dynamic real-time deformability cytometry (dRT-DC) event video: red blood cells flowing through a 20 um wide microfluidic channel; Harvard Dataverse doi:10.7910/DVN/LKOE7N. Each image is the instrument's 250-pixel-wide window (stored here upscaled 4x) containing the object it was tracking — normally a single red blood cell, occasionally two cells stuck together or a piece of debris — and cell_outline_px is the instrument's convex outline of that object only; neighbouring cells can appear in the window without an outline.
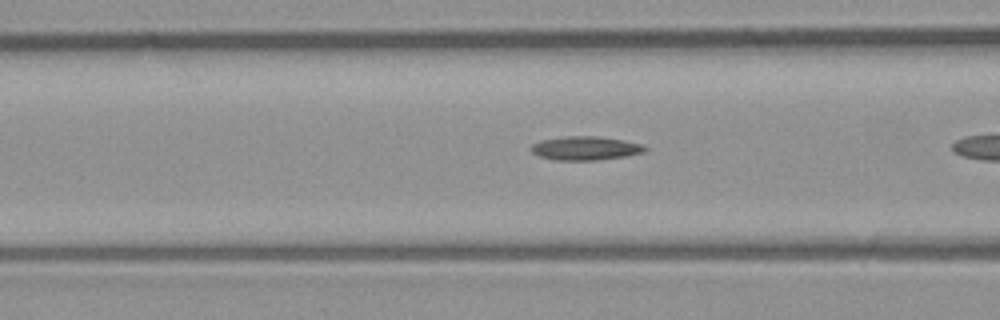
{"species": "common noctule bat (a hibernating species)", "species_latin": "Nyctalus noctula", "temperature_condition": "room temperature", "stored_images_in_passage": 8, "camera_frame_rate_fps": 3000, "um_per_image_px": 0.085, "animal": {"sex": "male", "body_mass_g": 23.1, "forearm_length_mm": 52.7}, "frame": {"image": 1, "passage_image": 7, "time_ms": 2.0, "image_size_px": [1000, 320], "cell_outline_px": [[648, 148], [644, 152], [624, 156], [596, 160], [556, 160], [540, 156], [532, 152], [528, 148], [532, 144], [540, 140], [564, 136], [596, 136], [624, 140], [640, 144]], "centroid_in_image_um": [49.71, 12.59], "position_along_channel_um": 116.9, "area_um2": 15.72}}